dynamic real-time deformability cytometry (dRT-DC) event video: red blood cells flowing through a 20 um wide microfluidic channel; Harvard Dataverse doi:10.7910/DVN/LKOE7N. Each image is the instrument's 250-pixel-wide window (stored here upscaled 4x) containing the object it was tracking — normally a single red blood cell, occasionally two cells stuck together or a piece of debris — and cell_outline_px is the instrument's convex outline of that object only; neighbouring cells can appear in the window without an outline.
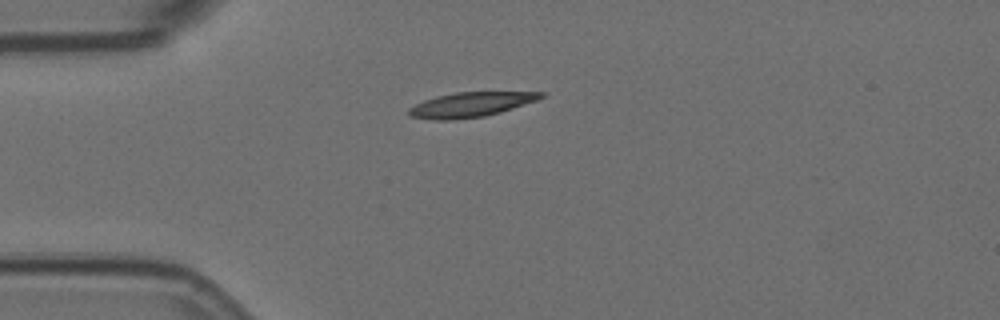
{"species": "Egyptian fruit bat (a non-hibernating species)", "species_latin": "Rousettus aegyptiacus", "temperature_condition": "room temperature", "stored_images_in_passage": 2, "camera_frame_rate_fps": 3000, "um_per_image_px": 0.085, "animal": {"sex": "female"}, "frame": {"image": 1, "passage_image": 1, "time_ms": 0.0, "image_size_px": [1000, 320], "cell_outline_px": [[544, 96], [536, 100], [500, 112], [484, 116], [452, 120], [432, 120], [408, 116], [408, 108], [424, 100], [436, 96], [456, 92], [544, 92]], "centroid_in_image_um": [39.94, 8.9], "position_along_channel_um": 45.1, "area_um2": 18.9}}